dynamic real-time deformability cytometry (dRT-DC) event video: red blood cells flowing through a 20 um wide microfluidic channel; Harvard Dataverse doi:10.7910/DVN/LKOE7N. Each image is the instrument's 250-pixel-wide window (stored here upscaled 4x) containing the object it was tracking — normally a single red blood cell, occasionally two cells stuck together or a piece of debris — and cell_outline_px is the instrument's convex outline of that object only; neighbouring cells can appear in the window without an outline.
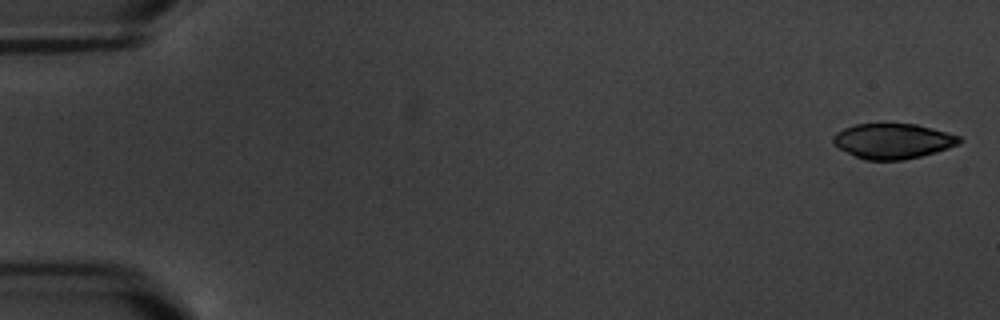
{"species": "common noctule bat (a hibernating species)", "species_latin": "Nyctalus noctula", "temperature_condition": "warm", "stored_images_in_passage": 16, "camera_frame_rate_fps": 3000, "um_per_image_px": 0.085, "animal": {"sex": "male", "body_mass_g": 20.1, "forearm_length_mm": 53.5}, "frame": {"image": 1, "passage_image": 1, "time_ms": 0.0, "image_size_px": [1000, 320], "cell_outline_px": [[964, 140], [948, 148], [936, 152], [904, 160], [864, 160], [840, 148], [832, 140], [832, 136], [836, 132], [844, 128], [856, 124], [916, 124], [932, 128], [960, 136]], "centroid_in_image_um": [75.9, 11.99], "position_along_channel_um": 9.1, "area_um2": 25.66}}
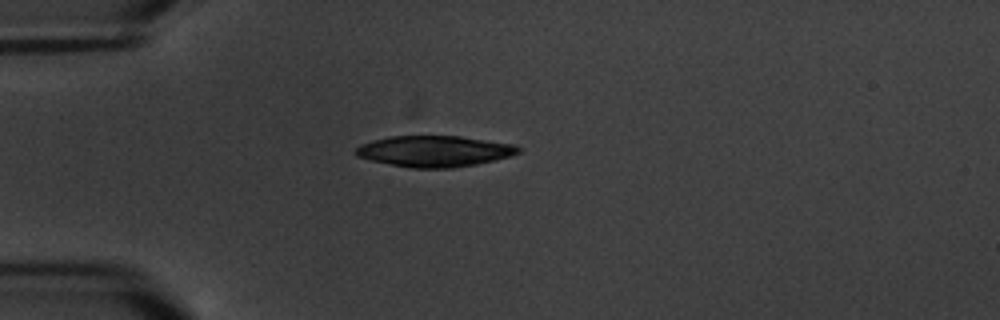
{"frame": {"image": 2, "passage_image": 5, "time_ms": 5.0, "image_size_px": [1000, 320], "cell_outline_px": [[520, 152], [512, 156], [476, 164], [452, 168], [412, 168], [372, 160], [356, 156], [356, 148], [360, 144], [372, 140], [388, 136], [460, 136], [516, 144], [520, 148]], "centroid_in_image_um": [36.96, 12.84], "position_along_channel_um": 48.0, "area_um2": 29.42}}